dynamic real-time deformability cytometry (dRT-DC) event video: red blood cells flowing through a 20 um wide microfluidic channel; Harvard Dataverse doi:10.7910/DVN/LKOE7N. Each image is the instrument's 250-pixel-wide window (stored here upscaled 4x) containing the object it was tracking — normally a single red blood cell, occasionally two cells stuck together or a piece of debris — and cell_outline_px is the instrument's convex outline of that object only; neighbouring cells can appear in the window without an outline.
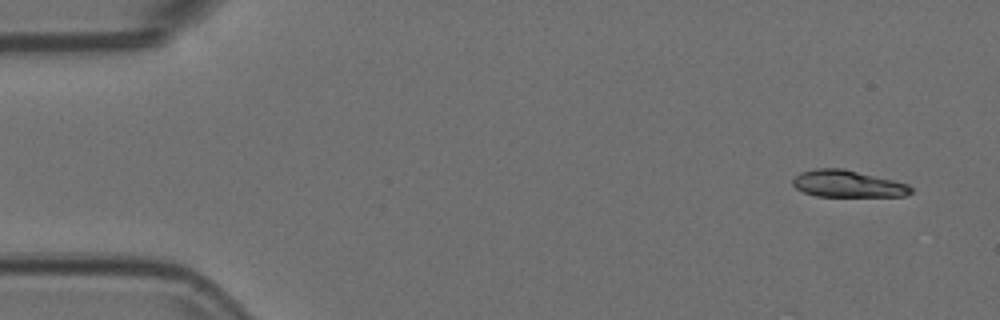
{"species": "Egyptian fruit bat (a non-hibernating species)", "species_latin": "Rousettus aegyptiacus", "temperature_condition": "room temperature", "stored_images_in_passage": 4, "camera_frame_rate_fps": 3000, "um_per_image_px": 0.085, "animal": {"sex": "female"}, "frame": {"image": 1, "passage_image": 1, "time_ms": 0.0, "image_size_px": [1000, 320], "cell_outline_px": [[912, 192], [904, 196], [816, 196], [804, 192], [796, 188], [792, 184], [792, 180], [800, 172], [816, 168], [844, 168], [908, 184], [912, 188]], "centroid_in_image_um": [72.03, 15.62], "position_along_channel_um": 13.0, "area_um2": 18.44}}